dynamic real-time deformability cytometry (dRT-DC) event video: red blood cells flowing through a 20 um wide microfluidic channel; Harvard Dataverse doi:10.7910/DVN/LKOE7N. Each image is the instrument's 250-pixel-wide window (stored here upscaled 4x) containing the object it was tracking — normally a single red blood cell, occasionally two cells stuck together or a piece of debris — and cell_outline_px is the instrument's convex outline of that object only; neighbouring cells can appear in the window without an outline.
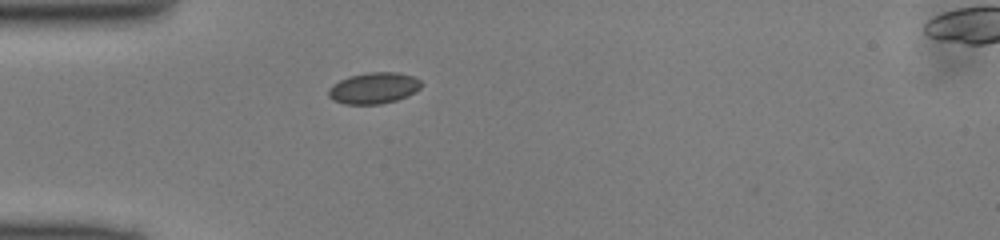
{"species": "common noctule bat (a hibernating species)", "species_latin": "Nyctalus noctula", "temperature_condition": "cold", "stored_images_in_passage": 32, "camera_frame_rate_fps": 3000, "um_per_image_px": 0.085, "animal": {"sex": "male", "body_mass_g": 13.0, "forearm_length_mm": 53.1}, "frame": {"image": 1, "passage_image": 1, "time_ms": 0.0, "image_size_px": [1000, 240], "cell_outline_px": [[424, 84], [420, 88], [408, 96], [396, 100], [380, 104], [344, 104], [332, 100], [328, 96], [328, 88], [332, 84], [348, 76], [368, 72], [396, 72], [412, 76], [420, 80]], "centroid_in_image_um": [31.75, 7.48], "position_along_channel_um": 53.2, "area_um2": 17.05}}
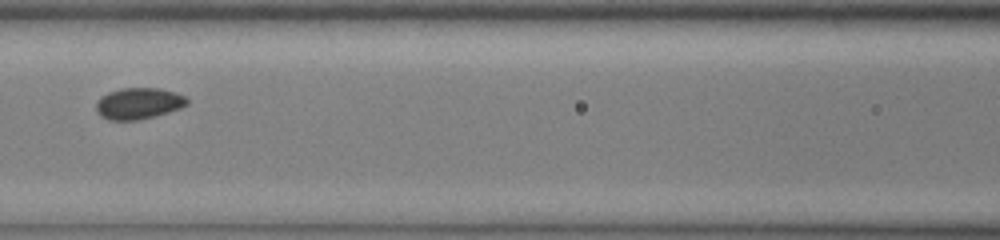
{"frame": {"image": 2, "passage_image": 9, "time_ms": 2.667, "image_size_px": [1000, 240], "cell_outline_px": [[188, 104], [180, 108], [156, 116], [136, 120], [108, 120], [100, 116], [96, 112], [96, 100], [100, 96], [108, 92], [120, 88], [160, 88], [176, 92], [184, 96], [188, 100]], "centroid_in_image_um": [11.74, 8.79], "position_along_channel_um": 154.9, "area_um2": 16.82}}
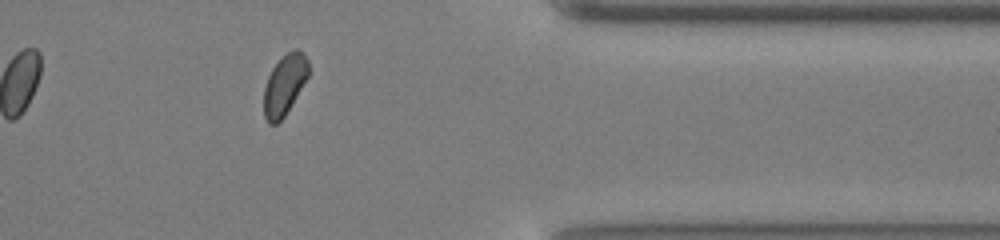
{"frame": {"image": 3, "passage_image": 27, "time_ms": 8.667, "image_size_px": [1000, 240], "cell_outline_px": [[308, 76], [284, 116], [276, 124], [268, 124], [264, 116], [264, 88], [268, 76], [272, 68], [288, 52], [296, 48], [304, 52], [308, 60]], "centroid_in_image_um": [24.18, 7.2], "position_along_channel_um": 387.2, "area_um2": 15.43}}